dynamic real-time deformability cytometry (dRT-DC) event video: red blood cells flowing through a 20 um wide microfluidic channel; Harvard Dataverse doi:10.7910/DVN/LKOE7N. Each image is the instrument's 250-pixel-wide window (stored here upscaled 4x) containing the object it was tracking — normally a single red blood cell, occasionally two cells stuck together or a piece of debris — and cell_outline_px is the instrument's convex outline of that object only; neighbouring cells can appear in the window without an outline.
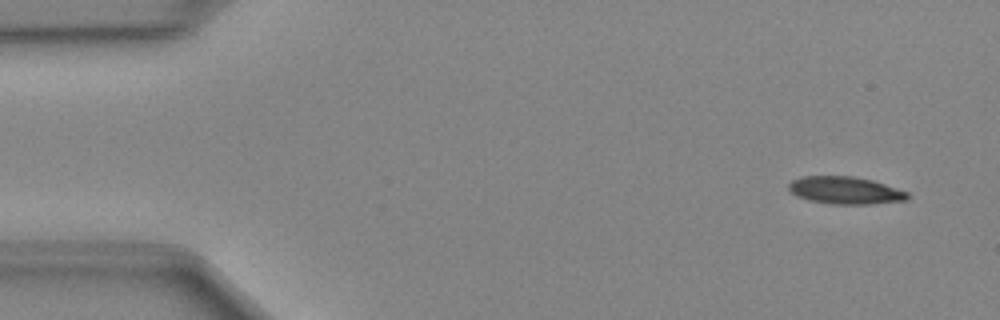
{"species": "Egyptian fruit bat (a non-hibernating species)", "species_latin": "Rousettus aegyptiacus", "temperature_condition": "cold", "stored_images_in_passage": 49, "camera_frame_rate_fps": 3000, "um_per_image_px": 0.085, "animal": {"sex": "female"}, "frame": {"image": 1, "passage_image": 3, "time_ms": 0.667, "image_size_px": [1000, 320], "cell_outline_px": [[912, 196], [908, 200], [868, 204], [832, 204], [808, 200], [796, 196], [788, 188], [788, 184], [792, 180], [804, 176], [852, 176], [872, 180], [908, 192]], "centroid_in_image_um": [71.86, 16.18], "position_along_channel_um": 13.1, "area_um2": 19.02}}
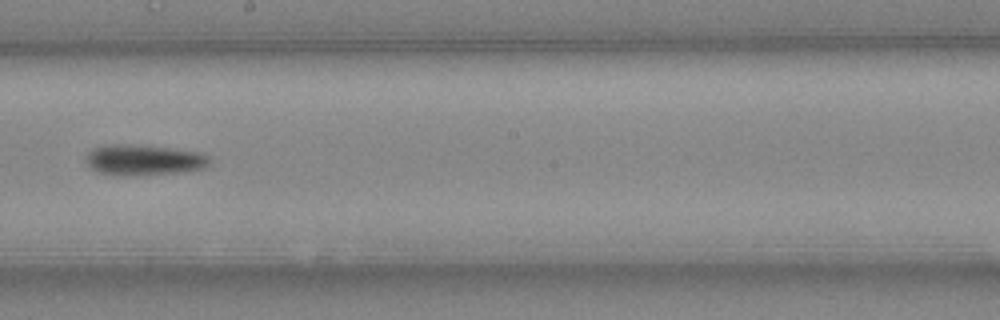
{"frame": {"image": 2, "passage_image": 27, "time_ms": 8.667, "image_size_px": [1000, 320], "cell_outline_px": [[208, 168], [188, 172], [136, 176], [116, 176], [96, 172], [88, 168], [84, 160], [88, 152], [92, 148], [104, 144], [120, 144], [168, 148], [200, 152], [208, 156]], "centroid_in_image_um": [12.16, 13.63], "position_along_channel_um": 236.0, "area_um2": 22.72}}
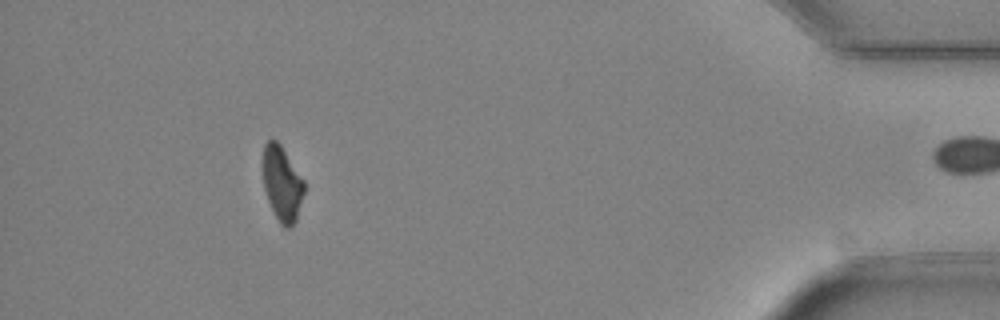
{"frame": {"image": 3, "passage_image": 44, "time_ms": 14.333, "image_size_px": [1000, 320], "cell_outline_px": [[304, 192], [296, 220], [288, 228], [284, 228], [280, 224], [268, 200], [264, 188], [264, 144], [268, 140], [276, 140], [280, 144], [304, 180]], "centroid_in_image_um": [23.99, 15.62], "position_along_channel_um": 411.2, "area_um2": 17.57}}